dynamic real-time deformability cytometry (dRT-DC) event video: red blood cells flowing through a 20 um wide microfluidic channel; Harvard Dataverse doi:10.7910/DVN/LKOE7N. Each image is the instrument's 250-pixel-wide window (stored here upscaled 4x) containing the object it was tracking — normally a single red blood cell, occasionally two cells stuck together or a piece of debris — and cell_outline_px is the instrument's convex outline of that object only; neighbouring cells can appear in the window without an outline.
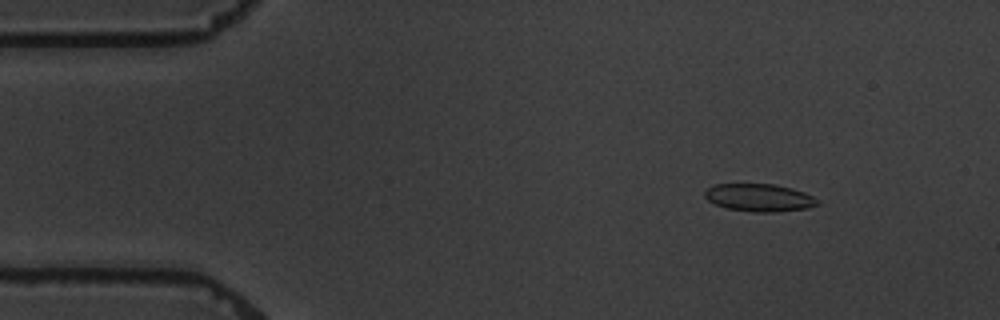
{"species": "common noctule bat (a hibernating species)", "species_latin": "Nyctalus noctula", "temperature_condition": "warm", "stored_images_in_passage": 6, "camera_frame_rate_fps": 3000, "um_per_image_px": 0.085, "animal": {"sex": "male", "body_mass_g": 19.5, "forearm_length_mm": 54.6}, "frame": {"image": 1, "passage_image": 2, "time_ms": 2.0, "image_size_px": [1000, 320], "cell_outline_px": [[820, 204], [808, 208], [776, 212], [752, 212], [724, 208], [708, 200], [704, 196], [704, 192], [712, 184], [772, 184], [792, 188], [804, 192], [820, 200]], "centroid_in_image_um": [64.54, 16.8], "position_along_channel_um": 20.5, "area_um2": 18.32}}
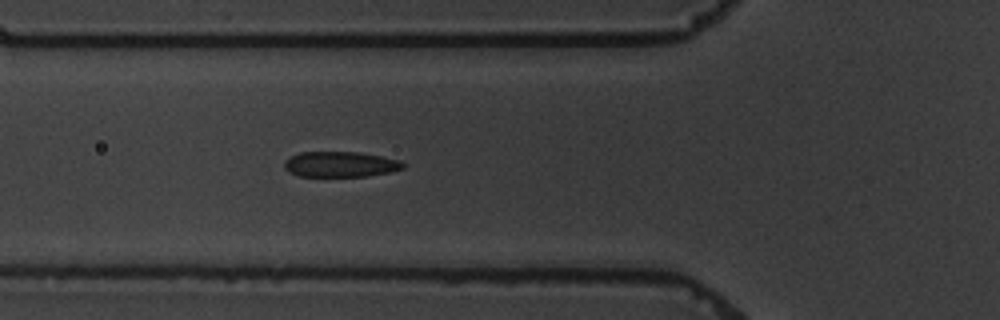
{"frame": {"image": 2, "passage_image": 6, "time_ms": 6.333, "image_size_px": [1000, 320], "cell_outline_px": [[404, 168], [392, 172], [368, 176], [300, 176], [288, 172], [284, 168], [284, 160], [300, 152], [360, 152], [400, 160], [404, 164]], "centroid_in_image_um": [28.93, 13.97], "position_along_channel_um": 96.9, "area_um2": 17.69}}